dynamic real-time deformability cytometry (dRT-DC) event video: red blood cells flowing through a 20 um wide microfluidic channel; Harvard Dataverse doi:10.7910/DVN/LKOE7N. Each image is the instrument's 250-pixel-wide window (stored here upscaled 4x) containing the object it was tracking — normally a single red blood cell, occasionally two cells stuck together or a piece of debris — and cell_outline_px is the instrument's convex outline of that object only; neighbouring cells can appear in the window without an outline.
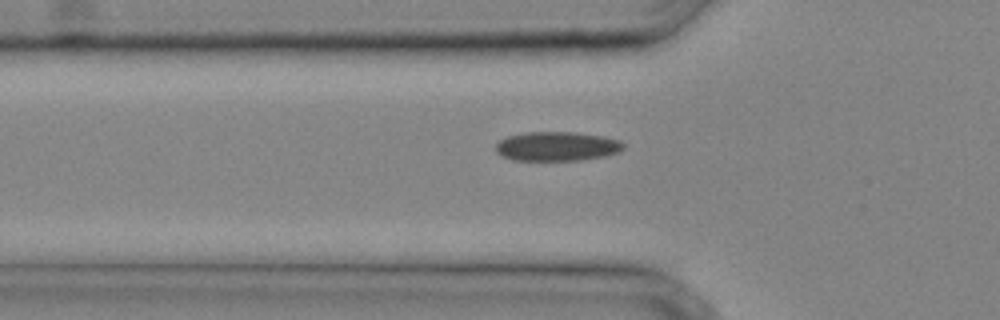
{"species": "common noctule bat (a hibernating species)", "species_latin": "Nyctalus noctula", "temperature_condition": "cold", "stored_images_in_passage": 24, "camera_frame_rate_fps": 3000, "um_per_image_px": 0.085, "animal": {"sex": "male", "body_mass_g": 20.4}, "frame": {"image": 1, "passage_image": 3, "time_ms": 0.667, "image_size_px": [1000, 320], "cell_outline_px": [[624, 148], [620, 152], [604, 156], [580, 160], [512, 160], [500, 156], [496, 152], [496, 144], [500, 140], [508, 136], [524, 132], [576, 132], [604, 136], [620, 140], [624, 144]], "centroid_in_image_um": [47.34, 12.43], "position_along_channel_um": 78.5, "area_um2": 21.96}}
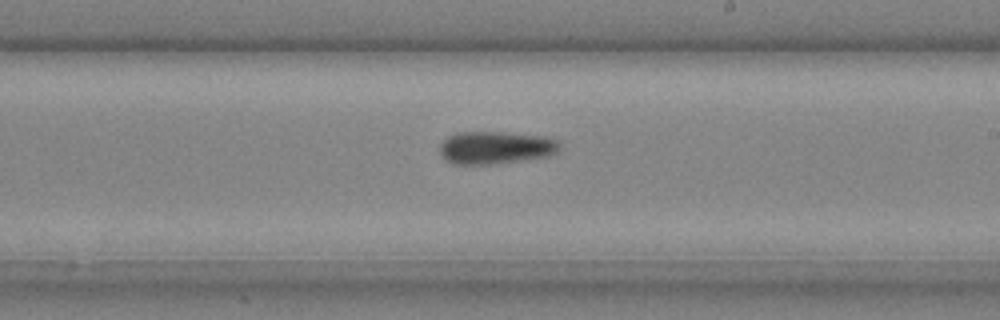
{"frame": {"image": 2, "passage_image": 12, "time_ms": 3.667, "image_size_px": [1000, 320], "cell_outline_px": [[560, 148], [556, 152], [548, 156], [520, 160], [488, 164], [452, 164], [444, 160], [440, 156], [440, 144], [448, 136], [456, 132], [504, 132], [548, 136], [556, 140], [560, 144]], "centroid_in_image_um": [42.1, 12.53], "position_along_channel_um": 246.9, "area_um2": 22.95}}
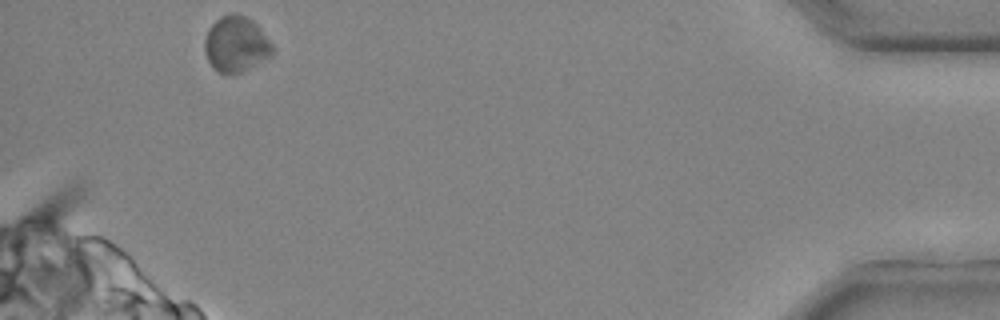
{"frame": {"image": 3, "passage_image": 24, "time_ms": 7.667, "image_size_px": [1000, 320], "cell_outline_px": [[276, 48], [272, 56], [240, 72], [216, 72], [212, 68], [204, 52], [204, 40], [208, 28], [220, 16], [232, 12], [244, 16], [252, 20], [260, 28]], "centroid_in_image_um": [20.06, 3.74], "position_along_channel_um": 415.1, "area_um2": 22.14}}